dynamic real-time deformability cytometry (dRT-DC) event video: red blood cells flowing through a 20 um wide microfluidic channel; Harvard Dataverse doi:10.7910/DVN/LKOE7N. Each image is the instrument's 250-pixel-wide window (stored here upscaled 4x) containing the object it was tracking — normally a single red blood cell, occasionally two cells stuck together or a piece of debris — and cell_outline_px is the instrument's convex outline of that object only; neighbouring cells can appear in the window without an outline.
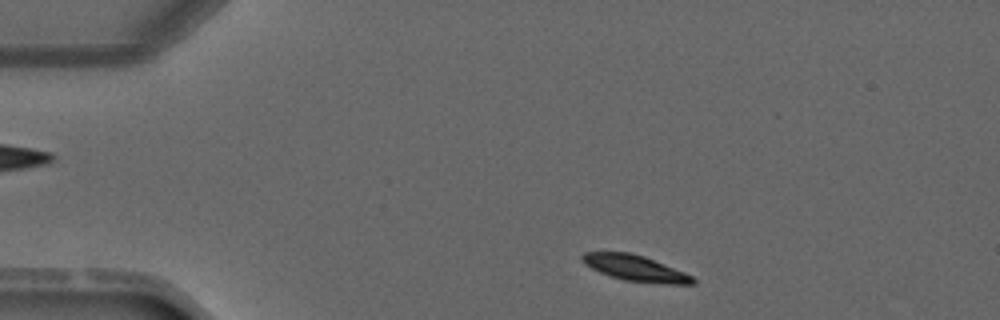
{"species": "common noctule bat (a hibernating species)", "species_latin": "Nyctalus noctula", "temperature_condition": "warm", "stored_images_in_passage": 4, "segment_of_instrument_passage": [2, 2], "camera_frame_rate_fps": 3000, "um_per_image_px": 0.085, "animal": {"sex": "male", "forearm_length_mm": 52.5}, "frame": {"image": 1, "passage_image": 4, "time_ms": 5.0, "image_size_px": [1000, 320], "cell_outline_px": [[696, 284], [668, 284], [624, 280], [600, 272], [584, 264], [580, 256], [584, 252], [628, 252], [644, 256], [684, 272], [692, 276], [696, 280]], "centroid_in_image_um": [54.0, 22.79], "position_along_channel_um": 31.0, "area_um2": 16.47}}